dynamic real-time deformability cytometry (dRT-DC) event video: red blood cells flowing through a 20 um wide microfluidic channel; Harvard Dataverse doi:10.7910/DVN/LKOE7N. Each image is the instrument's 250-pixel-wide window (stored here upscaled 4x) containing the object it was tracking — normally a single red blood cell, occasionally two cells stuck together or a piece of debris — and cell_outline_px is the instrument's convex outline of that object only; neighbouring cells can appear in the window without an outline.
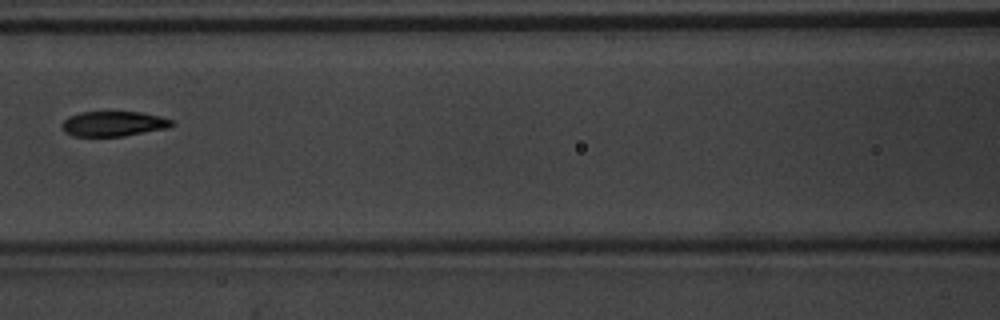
{"species": "common noctule bat (a hibernating species)", "species_latin": "Nyctalus noctula", "temperature_condition": "warm", "stored_images_in_passage": 6, "camera_frame_rate_fps": 3000, "um_per_image_px": 0.085, "animal": {"sex": "male", "body_mass_g": 20.1, "forearm_length_mm": 53.5}, "frame": {"image": 1, "passage_image": 6, "time_ms": 1.667, "image_size_px": [1000, 320], "cell_outline_px": [[176, 124], [168, 128], [124, 136], [72, 136], [64, 132], [60, 124], [68, 116], [80, 112], [140, 112], [160, 116], [172, 120]], "centroid_in_image_um": [9.63, 10.52], "position_along_channel_um": 157.0, "area_um2": 16.18}}